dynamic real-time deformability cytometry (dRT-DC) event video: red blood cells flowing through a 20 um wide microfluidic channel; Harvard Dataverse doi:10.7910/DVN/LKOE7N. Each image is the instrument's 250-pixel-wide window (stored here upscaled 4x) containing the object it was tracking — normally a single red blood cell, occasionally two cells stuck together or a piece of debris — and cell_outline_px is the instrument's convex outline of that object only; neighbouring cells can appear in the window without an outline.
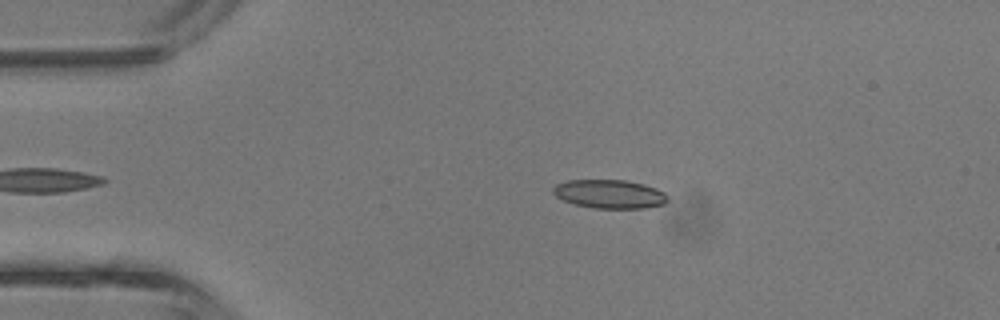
{"species": "common noctule bat (a hibernating species)", "species_latin": "Nyctalus noctula", "temperature_condition": "room temperature", "stored_images_in_passage": 32, "camera_frame_rate_fps": 3000, "um_per_image_px": 0.085, "animal": {"sex": "male", "body_mass_g": 13.3}, "frame": {"image": 1, "passage_image": 4, "time_ms": 1.0, "image_size_px": [1000, 320], "cell_outline_px": [[668, 200], [664, 204], [644, 208], [592, 208], [576, 204], [564, 200], [556, 196], [552, 192], [552, 188], [556, 184], [568, 180], [628, 180], [644, 184], [656, 188], [664, 192], [668, 196]], "centroid_in_image_um": [51.83, 16.48], "position_along_channel_um": 33.2, "area_um2": 19.19}}
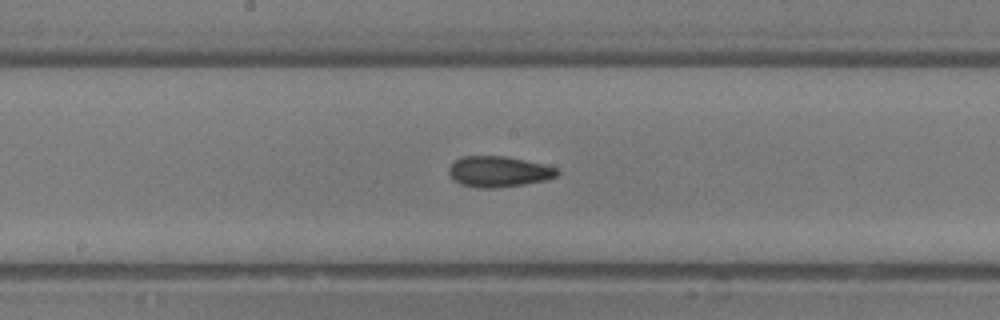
{"frame": {"image": 2, "passage_image": 17, "time_ms": 5.333, "image_size_px": [1000, 320], "cell_outline_px": [[560, 172], [556, 176], [544, 180], [524, 184], [492, 188], [480, 188], [460, 184], [452, 180], [448, 172], [448, 168], [460, 156], [504, 156], [544, 164], [556, 168]], "centroid_in_image_um": [42.34, 14.58], "position_along_channel_um": 205.9, "area_um2": 19.36}}
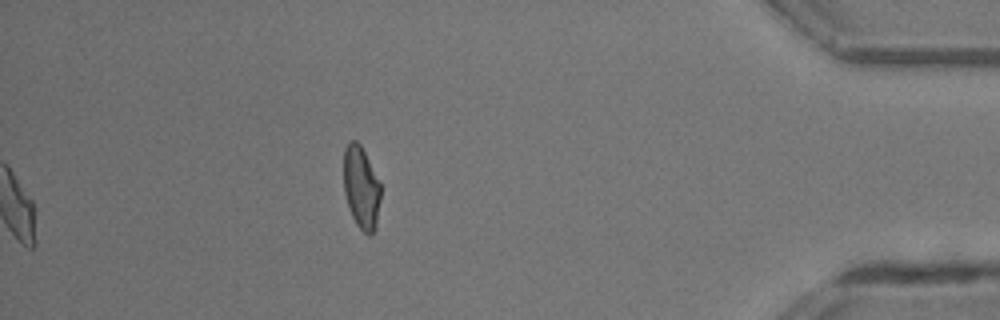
{"frame": {"image": 3, "passage_image": 32, "time_ms": 10.333, "image_size_px": [1000, 320], "cell_outline_px": [[380, 200], [376, 228], [372, 236], [368, 236], [356, 224], [352, 216], [344, 192], [344, 148], [352, 140], [356, 140], [360, 144], [380, 184]], "centroid_in_image_um": [30.7, 15.99], "position_along_channel_um": 404.5, "area_um2": 17.63}, "authors_computed_cell_mechanics": {"area_um2": 19.074, "velocity_mm_per_s": 4.9768, "shape_relaxation_time_tau1_ms": null, "shape_relaxation_time_tau2_ms": 1.6953, "deformation_change_tau1": null, "deformation_change_tau2": 0.0913}}